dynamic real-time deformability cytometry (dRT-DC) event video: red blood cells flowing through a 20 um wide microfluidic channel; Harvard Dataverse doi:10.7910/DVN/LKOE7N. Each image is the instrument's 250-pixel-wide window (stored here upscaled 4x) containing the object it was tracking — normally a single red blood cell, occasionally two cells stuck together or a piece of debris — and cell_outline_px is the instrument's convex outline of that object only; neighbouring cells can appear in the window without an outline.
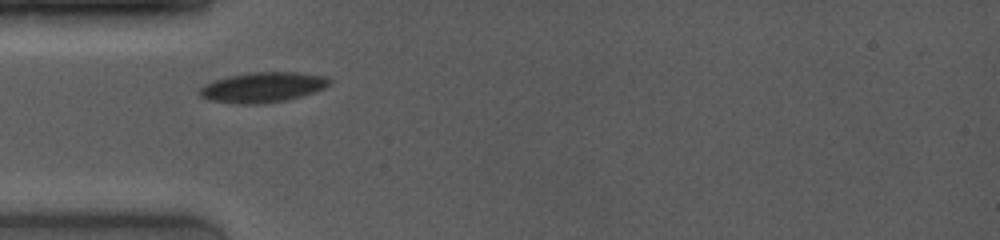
{"species": "common noctule bat (a hibernating species)", "species_latin": "Nyctalus noctula", "temperature_condition": "room temperature", "stored_images_in_passage": 4, "camera_frame_rate_fps": 4000, "um_per_image_px": 0.085, "animal": {"sex": "female", "body_mass_g": 19.0, "forearm_length_mm": 53.3}, "frame": {"image": 1, "passage_image": 1, "time_ms": 0.0, "image_size_px": [1000, 240], "cell_outline_px": [[332, 84], [324, 88], [288, 100], [260, 104], [232, 104], [208, 100], [200, 96], [196, 92], [204, 84], [212, 80], [228, 76], [252, 72], [296, 72], [324, 76], [332, 80]], "centroid_in_image_um": [22.28, 7.43], "position_along_channel_um": 62.7, "area_um2": 23.12}}